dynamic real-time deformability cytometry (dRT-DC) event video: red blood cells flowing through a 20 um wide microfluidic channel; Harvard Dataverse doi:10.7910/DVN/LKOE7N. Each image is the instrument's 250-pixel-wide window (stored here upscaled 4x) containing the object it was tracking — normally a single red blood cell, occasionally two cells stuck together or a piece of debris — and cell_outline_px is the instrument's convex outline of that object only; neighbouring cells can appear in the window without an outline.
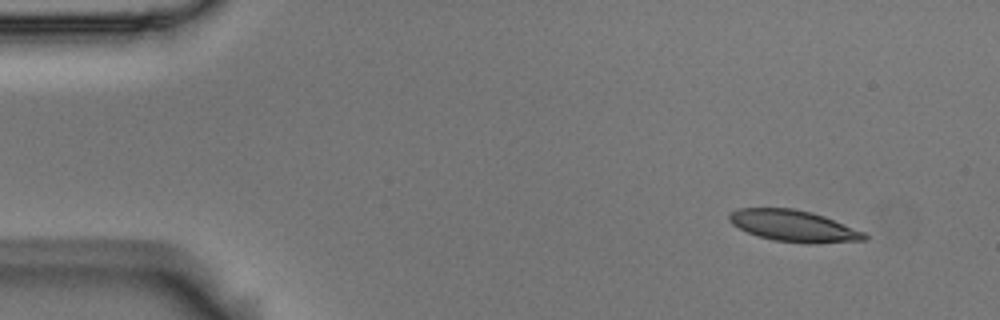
{"species": "Egyptian fruit bat (a non-hibernating species)", "species_latin": "Rousettus aegyptiacus", "temperature_condition": "room temperature", "stored_images_in_passage": 4, "camera_frame_rate_fps": 3000, "um_per_image_px": 0.085, "animal": {"sex": "male"}, "frame": {"image": 1, "passage_image": 1, "time_ms": 0.0, "image_size_px": [1000, 320], "cell_outline_px": [[868, 240], [816, 244], [808, 244], [772, 240], [756, 236], [732, 224], [728, 220], [728, 216], [736, 208], [792, 208], [812, 212], [824, 216], [864, 232], [868, 236]], "centroid_in_image_um": [67.47, 19.21], "position_along_channel_um": 17.5, "area_um2": 24.97}}
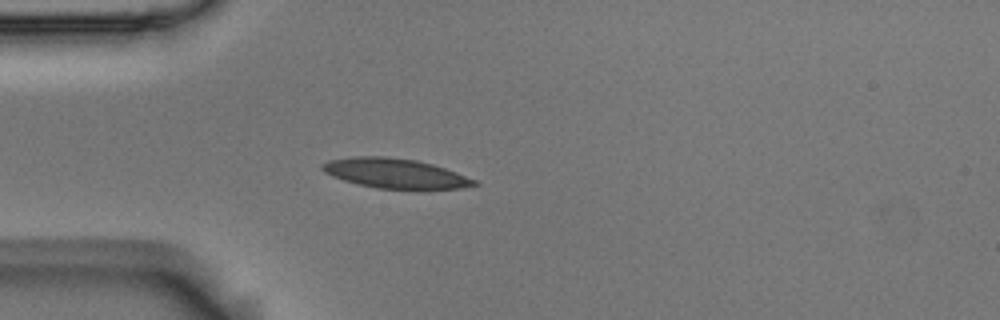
{"frame": {"image": 2, "passage_image": 4, "time_ms": 1.0, "image_size_px": [1000, 320], "cell_outline_px": [[480, 184], [460, 188], [376, 188], [344, 180], [332, 176], [324, 172], [320, 168], [320, 164], [328, 160], [352, 156], [384, 156], [416, 160], [432, 164], [456, 172], [476, 180]], "centroid_in_image_um": [33.53, 14.71], "position_along_channel_um": 51.5, "area_um2": 26.01}}